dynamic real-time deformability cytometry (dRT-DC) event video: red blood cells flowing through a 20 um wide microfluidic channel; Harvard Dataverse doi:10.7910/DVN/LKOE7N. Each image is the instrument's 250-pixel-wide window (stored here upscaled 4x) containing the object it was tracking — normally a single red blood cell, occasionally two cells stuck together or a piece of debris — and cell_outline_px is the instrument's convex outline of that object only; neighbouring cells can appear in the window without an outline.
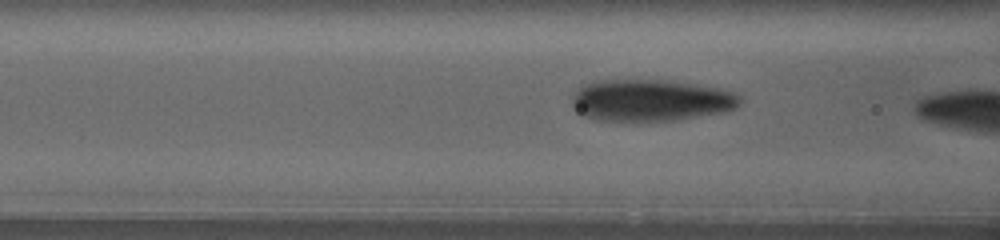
{"species": "human", "species_latin": "Homo sapiens", "temperature_condition": "warm", "stored_images_in_passage": 45, "camera_frame_rate_fps": 3000, "um_per_image_px": 0.085, "donor": {"sex": "female"}, "frame": {"image": 1, "passage_image": 18, "time_ms": 10.0, "image_size_px": [1000, 240], "cell_outline_px": [[740, 104], [736, 108], [724, 112], [676, 120], [596, 120], [580, 116], [572, 108], [572, 96], [580, 88], [588, 84], [600, 80], [664, 80], [716, 88], [740, 96]], "centroid_in_image_um": [55.25, 8.54], "position_along_channel_um": 111.3, "area_um2": 40.4}}
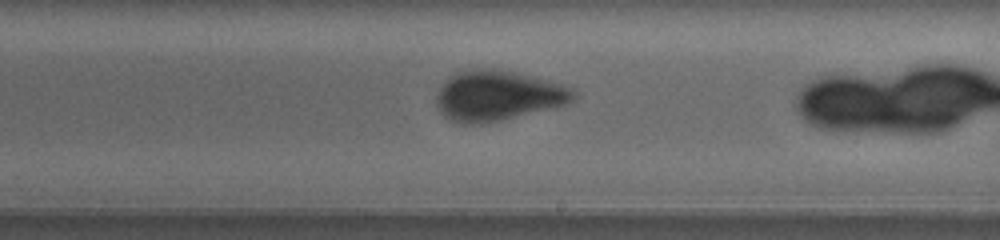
{"frame": {"image": 2, "passage_image": 31, "time_ms": 15.333, "image_size_px": [1000, 240], "cell_outline_px": [[576, 96], [568, 104], [552, 108], [500, 120], [480, 124], [460, 124], [448, 120], [440, 112], [436, 104], [436, 92], [440, 84], [448, 76], [456, 72], [476, 68], [492, 68], [512, 72], [560, 84], [572, 88], [576, 92]], "centroid_in_image_um": [42.23, 8.14], "position_along_channel_um": 246.8, "area_um2": 40.17}}
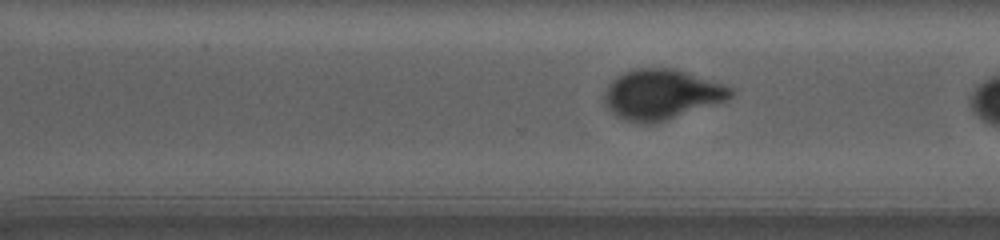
{"frame": {"image": 3, "passage_image": 39, "time_ms": 18.0, "image_size_px": [1000, 240], "cell_outline_px": [[736, 92], [732, 96], [724, 100], [664, 120], [644, 124], [624, 120], [616, 116], [608, 108], [604, 100], [604, 96], [608, 84], [616, 76], [624, 72], [636, 68], [672, 68], [732, 88]], "centroid_in_image_um": [56.15, 8.02], "position_along_channel_um": 314.5, "area_um2": 35.95}}